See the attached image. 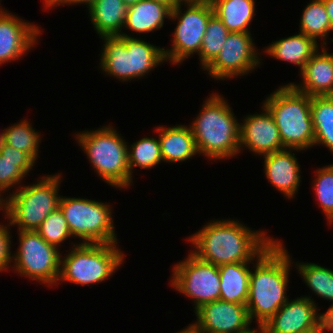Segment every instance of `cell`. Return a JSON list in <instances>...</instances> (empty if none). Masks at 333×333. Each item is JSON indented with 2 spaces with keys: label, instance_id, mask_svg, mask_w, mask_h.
<instances>
[{
  "label": "cell",
  "instance_id": "cell-33",
  "mask_svg": "<svg viewBox=\"0 0 333 333\" xmlns=\"http://www.w3.org/2000/svg\"><path fill=\"white\" fill-rule=\"evenodd\" d=\"M316 200L321 207L325 220L329 225L333 224V164L319 167L315 171L312 181Z\"/></svg>",
  "mask_w": 333,
  "mask_h": 333
},
{
  "label": "cell",
  "instance_id": "cell-14",
  "mask_svg": "<svg viewBox=\"0 0 333 333\" xmlns=\"http://www.w3.org/2000/svg\"><path fill=\"white\" fill-rule=\"evenodd\" d=\"M10 12H0V66L26 56L38 45L43 32L38 24Z\"/></svg>",
  "mask_w": 333,
  "mask_h": 333
},
{
  "label": "cell",
  "instance_id": "cell-46",
  "mask_svg": "<svg viewBox=\"0 0 333 333\" xmlns=\"http://www.w3.org/2000/svg\"><path fill=\"white\" fill-rule=\"evenodd\" d=\"M200 1L201 2H206V3H208V4H210L212 6L215 2H217L219 0H200Z\"/></svg>",
  "mask_w": 333,
  "mask_h": 333
},
{
  "label": "cell",
  "instance_id": "cell-38",
  "mask_svg": "<svg viewBox=\"0 0 333 333\" xmlns=\"http://www.w3.org/2000/svg\"><path fill=\"white\" fill-rule=\"evenodd\" d=\"M256 327H252V323L246 328L238 331L237 333H268L267 328L264 323H256Z\"/></svg>",
  "mask_w": 333,
  "mask_h": 333
},
{
  "label": "cell",
  "instance_id": "cell-45",
  "mask_svg": "<svg viewBox=\"0 0 333 333\" xmlns=\"http://www.w3.org/2000/svg\"><path fill=\"white\" fill-rule=\"evenodd\" d=\"M4 143H5V141H4V133H3V130H2V132L0 131V151L3 148V146H4Z\"/></svg>",
  "mask_w": 333,
  "mask_h": 333
},
{
  "label": "cell",
  "instance_id": "cell-20",
  "mask_svg": "<svg viewBox=\"0 0 333 333\" xmlns=\"http://www.w3.org/2000/svg\"><path fill=\"white\" fill-rule=\"evenodd\" d=\"M157 133L163 162L177 164L189 161L199 155L195 138L189 125L175 126L160 125L154 127Z\"/></svg>",
  "mask_w": 333,
  "mask_h": 333
},
{
  "label": "cell",
  "instance_id": "cell-48",
  "mask_svg": "<svg viewBox=\"0 0 333 333\" xmlns=\"http://www.w3.org/2000/svg\"><path fill=\"white\" fill-rule=\"evenodd\" d=\"M1 2H2V0H0V12L6 11V10H5V7H2V6H1Z\"/></svg>",
  "mask_w": 333,
  "mask_h": 333
},
{
  "label": "cell",
  "instance_id": "cell-18",
  "mask_svg": "<svg viewBox=\"0 0 333 333\" xmlns=\"http://www.w3.org/2000/svg\"><path fill=\"white\" fill-rule=\"evenodd\" d=\"M300 151L284 149L262 156L263 171L268 183L288 200L295 199L301 186V165L295 156V153Z\"/></svg>",
  "mask_w": 333,
  "mask_h": 333
},
{
  "label": "cell",
  "instance_id": "cell-16",
  "mask_svg": "<svg viewBox=\"0 0 333 333\" xmlns=\"http://www.w3.org/2000/svg\"><path fill=\"white\" fill-rule=\"evenodd\" d=\"M193 313V324L202 333H237L252 323L246 305L220 299L203 304Z\"/></svg>",
  "mask_w": 333,
  "mask_h": 333
},
{
  "label": "cell",
  "instance_id": "cell-41",
  "mask_svg": "<svg viewBox=\"0 0 333 333\" xmlns=\"http://www.w3.org/2000/svg\"><path fill=\"white\" fill-rule=\"evenodd\" d=\"M5 194H3L0 191V210L2 211L1 213H3L4 218L6 217V205H7V196H4Z\"/></svg>",
  "mask_w": 333,
  "mask_h": 333
},
{
  "label": "cell",
  "instance_id": "cell-39",
  "mask_svg": "<svg viewBox=\"0 0 333 333\" xmlns=\"http://www.w3.org/2000/svg\"><path fill=\"white\" fill-rule=\"evenodd\" d=\"M323 2L331 24V29L333 30V0H323Z\"/></svg>",
  "mask_w": 333,
  "mask_h": 333
},
{
  "label": "cell",
  "instance_id": "cell-47",
  "mask_svg": "<svg viewBox=\"0 0 333 333\" xmlns=\"http://www.w3.org/2000/svg\"><path fill=\"white\" fill-rule=\"evenodd\" d=\"M305 333H322L321 332V329H317V330H311V331H308V332H305Z\"/></svg>",
  "mask_w": 333,
  "mask_h": 333
},
{
  "label": "cell",
  "instance_id": "cell-43",
  "mask_svg": "<svg viewBox=\"0 0 333 333\" xmlns=\"http://www.w3.org/2000/svg\"><path fill=\"white\" fill-rule=\"evenodd\" d=\"M157 1L164 2L168 4L171 8H173L176 4L180 2L179 0H157Z\"/></svg>",
  "mask_w": 333,
  "mask_h": 333
},
{
  "label": "cell",
  "instance_id": "cell-4",
  "mask_svg": "<svg viewBox=\"0 0 333 333\" xmlns=\"http://www.w3.org/2000/svg\"><path fill=\"white\" fill-rule=\"evenodd\" d=\"M127 33L124 31L119 36L100 37L104 44L98 54V69L101 68L105 76L123 83L143 79L166 62L163 47Z\"/></svg>",
  "mask_w": 333,
  "mask_h": 333
},
{
  "label": "cell",
  "instance_id": "cell-37",
  "mask_svg": "<svg viewBox=\"0 0 333 333\" xmlns=\"http://www.w3.org/2000/svg\"><path fill=\"white\" fill-rule=\"evenodd\" d=\"M43 9L48 10L49 9H55V7L59 6H68L71 5V0H43Z\"/></svg>",
  "mask_w": 333,
  "mask_h": 333
},
{
  "label": "cell",
  "instance_id": "cell-9",
  "mask_svg": "<svg viewBox=\"0 0 333 333\" xmlns=\"http://www.w3.org/2000/svg\"><path fill=\"white\" fill-rule=\"evenodd\" d=\"M59 207L73 239H79V243H119L109 203L61 195Z\"/></svg>",
  "mask_w": 333,
  "mask_h": 333
},
{
  "label": "cell",
  "instance_id": "cell-35",
  "mask_svg": "<svg viewBox=\"0 0 333 333\" xmlns=\"http://www.w3.org/2000/svg\"><path fill=\"white\" fill-rule=\"evenodd\" d=\"M7 220V223H5ZM0 223V273L10 271L12 265V232L8 219Z\"/></svg>",
  "mask_w": 333,
  "mask_h": 333
},
{
  "label": "cell",
  "instance_id": "cell-27",
  "mask_svg": "<svg viewBox=\"0 0 333 333\" xmlns=\"http://www.w3.org/2000/svg\"><path fill=\"white\" fill-rule=\"evenodd\" d=\"M314 147L323 146L333 155V96L311 97Z\"/></svg>",
  "mask_w": 333,
  "mask_h": 333
},
{
  "label": "cell",
  "instance_id": "cell-49",
  "mask_svg": "<svg viewBox=\"0 0 333 333\" xmlns=\"http://www.w3.org/2000/svg\"><path fill=\"white\" fill-rule=\"evenodd\" d=\"M180 2H188V1H200V0H179Z\"/></svg>",
  "mask_w": 333,
  "mask_h": 333
},
{
  "label": "cell",
  "instance_id": "cell-40",
  "mask_svg": "<svg viewBox=\"0 0 333 333\" xmlns=\"http://www.w3.org/2000/svg\"><path fill=\"white\" fill-rule=\"evenodd\" d=\"M176 333H202V332L192 323L189 324L188 326H185L184 329H181Z\"/></svg>",
  "mask_w": 333,
  "mask_h": 333
},
{
  "label": "cell",
  "instance_id": "cell-29",
  "mask_svg": "<svg viewBox=\"0 0 333 333\" xmlns=\"http://www.w3.org/2000/svg\"><path fill=\"white\" fill-rule=\"evenodd\" d=\"M299 23V32L312 37L317 42L321 40V46H328V35L333 32L325 9L323 0H310L302 10Z\"/></svg>",
  "mask_w": 333,
  "mask_h": 333
},
{
  "label": "cell",
  "instance_id": "cell-24",
  "mask_svg": "<svg viewBox=\"0 0 333 333\" xmlns=\"http://www.w3.org/2000/svg\"><path fill=\"white\" fill-rule=\"evenodd\" d=\"M128 7L122 0H96L88 9L96 34L103 36H119L124 31Z\"/></svg>",
  "mask_w": 333,
  "mask_h": 333
},
{
  "label": "cell",
  "instance_id": "cell-6",
  "mask_svg": "<svg viewBox=\"0 0 333 333\" xmlns=\"http://www.w3.org/2000/svg\"><path fill=\"white\" fill-rule=\"evenodd\" d=\"M262 104L274 118L284 149L303 153L314 147L310 96L285 83L268 94Z\"/></svg>",
  "mask_w": 333,
  "mask_h": 333
},
{
  "label": "cell",
  "instance_id": "cell-28",
  "mask_svg": "<svg viewBox=\"0 0 333 333\" xmlns=\"http://www.w3.org/2000/svg\"><path fill=\"white\" fill-rule=\"evenodd\" d=\"M293 265L310 292L333 305V270L314 262H296L295 260Z\"/></svg>",
  "mask_w": 333,
  "mask_h": 333
},
{
  "label": "cell",
  "instance_id": "cell-31",
  "mask_svg": "<svg viewBox=\"0 0 333 333\" xmlns=\"http://www.w3.org/2000/svg\"><path fill=\"white\" fill-rule=\"evenodd\" d=\"M127 150L129 171L132 178H134L133 172L138 167L144 170L156 169L158 164L163 163L158 135L156 137L145 136L130 145L128 143Z\"/></svg>",
  "mask_w": 333,
  "mask_h": 333
},
{
  "label": "cell",
  "instance_id": "cell-30",
  "mask_svg": "<svg viewBox=\"0 0 333 333\" xmlns=\"http://www.w3.org/2000/svg\"><path fill=\"white\" fill-rule=\"evenodd\" d=\"M30 119H20L19 122L4 128L5 144L17 150L28 153L35 161L38 160L40 144L42 140L41 132L33 128Z\"/></svg>",
  "mask_w": 333,
  "mask_h": 333
},
{
  "label": "cell",
  "instance_id": "cell-11",
  "mask_svg": "<svg viewBox=\"0 0 333 333\" xmlns=\"http://www.w3.org/2000/svg\"><path fill=\"white\" fill-rule=\"evenodd\" d=\"M18 232V248L12 253L14 274L44 286H57L60 276L61 249L46 242L36 231Z\"/></svg>",
  "mask_w": 333,
  "mask_h": 333
},
{
  "label": "cell",
  "instance_id": "cell-17",
  "mask_svg": "<svg viewBox=\"0 0 333 333\" xmlns=\"http://www.w3.org/2000/svg\"><path fill=\"white\" fill-rule=\"evenodd\" d=\"M310 296L288 299L286 303L264 323L268 333H305L319 329L320 309Z\"/></svg>",
  "mask_w": 333,
  "mask_h": 333
},
{
  "label": "cell",
  "instance_id": "cell-13",
  "mask_svg": "<svg viewBox=\"0 0 333 333\" xmlns=\"http://www.w3.org/2000/svg\"><path fill=\"white\" fill-rule=\"evenodd\" d=\"M253 38L251 33L230 32L220 53L202 71L218 82L250 75L263 63Z\"/></svg>",
  "mask_w": 333,
  "mask_h": 333
},
{
  "label": "cell",
  "instance_id": "cell-15",
  "mask_svg": "<svg viewBox=\"0 0 333 333\" xmlns=\"http://www.w3.org/2000/svg\"><path fill=\"white\" fill-rule=\"evenodd\" d=\"M261 105L262 112L250 113L240 121V153L246 148L252 155L262 157L284 150L273 116L263 104Z\"/></svg>",
  "mask_w": 333,
  "mask_h": 333
},
{
  "label": "cell",
  "instance_id": "cell-5",
  "mask_svg": "<svg viewBox=\"0 0 333 333\" xmlns=\"http://www.w3.org/2000/svg\"><path fill=\"white\" fill-rule=\"evenodd\" d=\"M74 138L101 180L120 191L133 185L128 165V142L114 125L77 131Z\"/></svg>",
  "mask_w": 333,
  "mask_h": 333
},
{
  "label": "cell",
  "instance_id": "cell-26",
  "mask_svg": "<svg viewBox=\"0 0 333 333\" xmlns=\"http://www.w3.org/2000/svg\"><path fill=\"white\" fill-rule=\"evenodd\" d=\"M255 3L256 0H219L212 7L229 32L251 33L250 25L256 14Z\"/></svg>",
  "mask_w": 333,
  "mask_h": 333
},
{
  "label": "cell",
  "instance_id": "cell-23",
  "mask_svg": "<svg viewBox=\"0 0 333 333\" xmlns=\"http://www.w3.org/2000/svg\"><path fill=\"white\" fill-rule=\"evenodd\" d=\"M35 163L28 153L4 143L0 151V191L8 196L12 193L11 189L18 190L21 184H24L25 177L33 170Z\"/></svg>",
  "mask_w": 333,
  "mask_h": 333
},
{
  "label": "cell",
  "instance_id": "cell-21",
  "mask_svg": "<svg viewBox=\"0 0 333 333\" xmlns=\"http://www.w3.org/2000/svg\"><path fill=\"white\" fill-rule=\"evenodd\" d=\"M172 8L157 0H140L128 7L123 29L140 35L162 29L165 19L169 20Z\"/></svg>",
  "mask_w": 333,
  "mask_h": 333
},
{
  "label": "cell",
  "instance_id": "cell-42",
  "mask_svg": "<svg viewBox=\"0 0 333 333\" xmlns=\"http://www.w3.org/2000/svg\"><path fill=\"white\" fill-rule=\"evenodd\" d=\"M96 0H71V6L72 5H86L87 9L95 2Z\"/></svg>",
  "mask_w": 333,
  "mask_h": 333
},
{
  "label": "cell",
  "instance_id": "cell-8",
  "mask_svg": "<svg viewBox=\"0 0 333 333\" xmlns=\"http://www.w3.org/2000/svg\"><path fill=\"white\" fill-rule=\"evenodd\" d=\"M62 173L44 174L33 184L22 186L7 196L6 218L17 230L36 231L45 218L59 207Z\"/></svg>",
  "mask_w": 333,
  "mask_h": 333
},
{
  "label": "cell",
  "instance_id": "cell-22",
  "mask_svg": "<svg viewBox=\"0 0 333 333\" xmlns=\"http://www.w3.org/2000/svg\"><path fill=\"white\" fill-rule=\"evenodd\" d=\"M315 39L306 36L298 31V33L280 38L268 46L264 47L263 54L278 61L294 64L299 67V72L304 68L306 62L320 49Z\"/></svg>",
  "mask_w": 333,
  "mask_h": 333
},
{
  "label": "cell",
  "instance_id": "cell-2",
  "mask_svg": "<svg viewBox=\"0 0 333 333\" xmlns=\"http://www.w3.org/2000/svg\"><path fill=\"white\" fill-rule=\"evenodd\" d=\"M283 243L277 238L252 264L246 303L252 323H266L289 299L288 283L294 265Z\"/></svg>",
  "mask_w": 333,
  "mask_h": 333
},
{
  "label": "cell",
  "instance_id": "cell-12",
  "mask_svg": "<svg viewBox=\"0 0 333 333\" xmlns=\"http://www.w3.org/2000/svg\"><path fill=\"white\" fill-rule=\"evenodd\" d=\"M170 287L186 296L197 310L203 304L219 300L220 275L218 266L202 261L191 252L172 267Z\"/></svg>",
  "mask_w": 333,
  "mask_h": 333
},
{
  "label": "cell",
  "instance_id": "cell-1",
  "mask_svg": "<svg viewBox=\"0 0 333 333\" xmlns=\"http://www.w3.org/2000/svg\"><path fill=\"white\" fill-rule=\"evenodd\" d=\"M190 252L216 266L255 262L276 240L265 229L252 230L238 219L210 220L187 238Z\"/></svg>",
  "mask_w": 333,
  "mask_h": 333
},
{
  "label": "cell",
  "instance_id": "cell-44",
  "mask_svg": "<svg viewBox=\"0 0 333 333\" xmlns=\"http://www.w3.org/2000/svg\"><path fill=\"white\" fill-rule=\"evenodd\" d=\"M122 1L127 7H130L132 5H135L140 0H122Z\"/></svg>",
  "mask_w": 333,
  "mask_h": 333
},
{
  "label": "cell",
  "instance_id": "cell-19",
  "mask_svg": "<svg viewBox=\"0 0 333 333\" xmlns=\"http://www.w3.org/2000/svg\"><path fill=\"white\" fill-rule=\"evenodd\" d=\"M320 48L299 72L302 81L299 84L289 82L310 97L333 96V52H328L327 46Z\"/></svg>",
  "mask_w": 333,
  "mask_h": 333
},
{
  "label": "cell",
  "instance_id": "cell-36",
  "mask_svg": "<svg viewBox=\"0 0 333 333\" xmlns=\"http://www.w3.org/2000/svg\"><path fill=\"white\" fill-rule=\"evenodd\" d=\"M319 327L322 333H333V305H330L325 313L320 312Z\"/></svg>",
  "mask_w": 333,
  "mask_h": 333
},
{
  "label": "cell",
  "instance_id": "cell-34",
  "mask_svg": "<svg viewBox=\"0 0 333 333\" xmlns=\"http://www.w3.org/2000/svg\"><path fill=\"white\" fill-rule=\"evenodd\" d=\"M36 232L49 244L60 248L62 243L71 239L67 221L60 207L53 210L36 229ZM60 246V247H59Z\"/></svg>",
  "mask_w": 333,
  "mask_h": 333
},
{
  "label": "cell",
  "instance_id": "cell-7",
  "mask_svg": "<svg viewBox=\"0 0 333 333\" xmlns=\"http://www.w3.org/2000/svg\"><path fill=\"white\" fill-rule=\"evenodd\" d=\"M77 242L71 241L69 244L73 246L61 255L57 286L62 282L82 287L99 284L113 277L125 263L126 256L118 243Z\"/></svg>",
  "mask_w": 333,
  "mask_h": 333
},
{
  "label": "cell",
  "instance_id": "cell-3",
  "mask_svg": "<svg viewBox=\"0 0 333 333\" xmlns=\"http://www.w3.org/2000/svg\"><path fill=\"white\" fill-rule=\"evenodd\" d=\"M208 96L189 124L199 156L214 162L237 157L240 121L224 96L216 92Z\"/></svg>",
  "mask_w": 333,
  "mask_h": 333
},
{
  "label": "cell",
  "instance_id": "cell-25",
  "mask_svg": "<svg viewBox=\"0 0 333 333\" xmlns=\"http://www.w3.org/2000/svg\"><path fill=\"white\" fill-rule=\"evenodd\" d=\"M253 262L229 263L218 266L220 300L246 305Z\"/></svg>",
  "mask_w": 333,
  "mask_h": 333
},
{
  "label": "cell",
  "instance_id": "cell-10",
  "mask_svg": "<svg viewBox=\"0 0 333 333\" xmlns=\"http://www.w3.org/2000/svg\"><path fill=\"white\" fill-rule=\"evenodd\" d=\"M213 14V7L201 1L179 2L172 8L169 21L177 23L171 47H163L166 62L176 66L194 54L199 55L208 21Z\"/></svg>",
  "mask_w": 333,
  "mask_h": 333
},
{
  "label": "cell",
  "instance_id": "cell-32",
  "mask_svg": "<svg viewBox=\"0 0 333 333\" xmlns=\"http://www.w3.org/2000/svg\"><path fill=\"white\" fill-rule=\"evenodd\" d=\"M229 33L222 21L213 14L208 21L198 55L200 69L204 70L220 53Z\"/></svg>",
  "mask_w": 333,
  "mask_h": 333
}]
</instances>
